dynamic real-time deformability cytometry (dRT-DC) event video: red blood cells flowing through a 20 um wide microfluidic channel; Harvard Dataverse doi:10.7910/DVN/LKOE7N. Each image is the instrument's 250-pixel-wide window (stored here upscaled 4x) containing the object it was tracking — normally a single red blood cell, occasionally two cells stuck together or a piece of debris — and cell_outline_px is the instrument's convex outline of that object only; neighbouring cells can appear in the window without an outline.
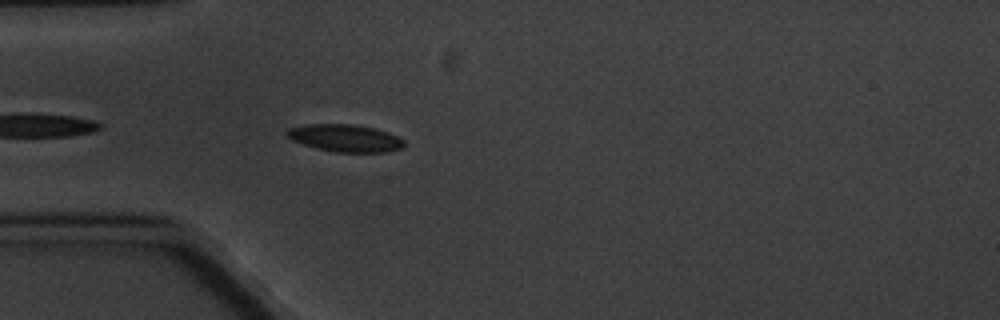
{"species": "common noctule bat (a hibernating species)", "species_latin": "Nyctalus noctula", "temperature_condition": "cold", "stored_images_in_passage": 3, "camera_frame_rate_fps": 3000, "um_per_image_px": 0.085, "animal": {"sex": "male", "body_mass_g": 20.1, "forearm_length_mm": 53.5}, "frame": {"image": 1, "passage_image": 3, "time_ms": 2.333, "image_size_px": [1000, 320], "cell_outline_px": [[404, 148], [388, 152], [336, 152], [316, 148], [292, 140], [288, 136], [288, 128], [308, 124], [352, 124], [372, 128], [388, 132], [404, 140]], "centroid_in_image_um": [29.38, 11.74], "position_along_channel_um": 55.6, "area_um2": 18.5}}